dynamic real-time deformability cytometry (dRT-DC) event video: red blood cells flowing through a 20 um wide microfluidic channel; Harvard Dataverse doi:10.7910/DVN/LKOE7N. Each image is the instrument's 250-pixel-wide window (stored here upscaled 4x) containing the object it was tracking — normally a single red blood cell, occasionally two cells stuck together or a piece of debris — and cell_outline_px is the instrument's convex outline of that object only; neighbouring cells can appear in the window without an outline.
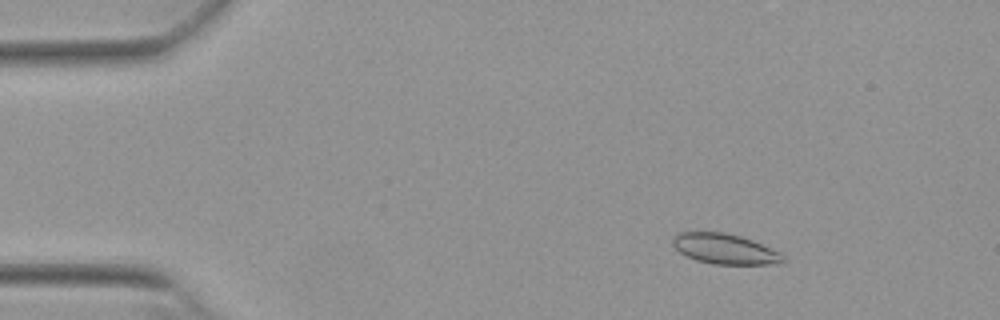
{"species": "Egyptian fruit bat (a non-hibernating species)", "species_latin": "Rousettus aegyptiacus", "temperature_condition": "warm", "stored_images_in_passage": 54, "camera_frame_rate_fps": 3000, "um_per_image_px": 0.085, "animal": {"sex": "female"}, "frame": {"image": 1, "passage_image": 8, "time_ms": 2.333, "image_size_px": [1000, 320], "cell_outline_px": [[784, 260], [780, 264], [712, 264], [696, 260], [680, 252], [672, 244], [672, 240], [680, 232], [724, 232], [740, 236], [752, 240], [780, 252], [784, 256]], "centroid_in_image_um": [61.63, 21.16], "position_along_channel_um": 23.4, "area_um2": 19.31}}
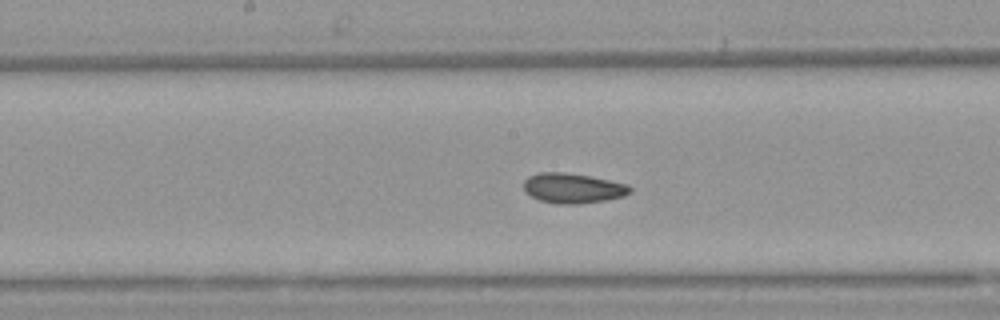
{"frame": {"image": 2, "passage_image": 28, "time_ms": 9.0, "image_size_px": [1000, 320], "cell_outline_px": [[632, 192], [624, 196], [604, 200], [576, 204], [556, 204], [540, 200], [524, 192], [524, 180], [528, 176], [536, 172], [564, 172], [592, 176], [628, 184], [632, 188]], "centroid_in_image_um": [48.69, 15.98], "position_along_channel_um": 199.5, "area_um2": 18.79}}
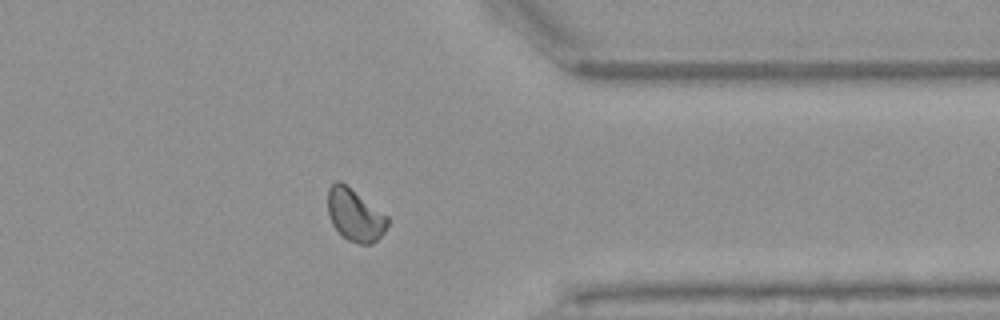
{"frame": {"image": 3, "passage_image": 43, "time_ms": 14.0, "image_size_px": [1000, 320], "cell_outline_px": [[388, 224], [384, 232], [372, 244], [360, 244], [348, 240], [332, 224], [328, 212], [328, 188], [336, 180], [340, 180], [388, 216]], "centroid_in_image_um": [30.17, 18.26], "position_along_channel_um": 381.2, "area_um2": 17.98}, "authors_computed_cell_mechanics": {"area_um2": 18.6405, "velocity_mm_per_s": 3.8268, "shape_relaxation_time_tau1_ms": null, "shape_relaxation_time_tau2_ms": 3.7924, "deformation_change_tau1": null, "deformation_change_tau2": 0.0614}}